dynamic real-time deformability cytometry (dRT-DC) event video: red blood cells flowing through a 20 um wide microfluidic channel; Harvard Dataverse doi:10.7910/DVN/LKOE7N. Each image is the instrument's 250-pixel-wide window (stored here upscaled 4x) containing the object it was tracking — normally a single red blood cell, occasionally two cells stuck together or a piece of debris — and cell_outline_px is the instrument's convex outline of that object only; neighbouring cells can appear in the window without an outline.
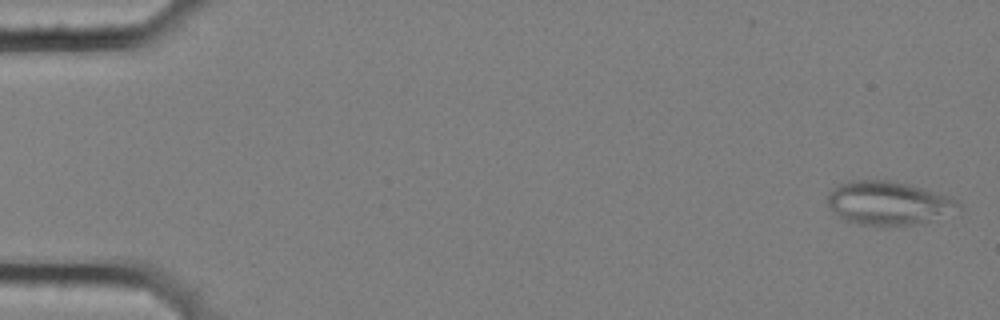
{"species": "common noctule bat (a hibernating species)", "species_latin": "Nyctalus noctula", "temperature_condition": "cold", "stored_images_in_passage": 6, "camera_frame_rate_fps": 3000, "um_per_image_px": 0.085, "animal": {"sex": "female", "body_mass_g": 25.1}, "frame": {"image": 1, "passage_image": 1, "time_ms": 0.0, "image_size_px": [1000, 320], "cell_outline_px": [[964, 208], [928, 220], [912, 224], [856, 224], [844, 220], [828, 204], [828, 192], [836, 184], [848, 180], [892, 180], [924, 188], [948, 196], [956, 200]], "centroid_in_image_um": [75.48, 17.22], "position_along_channel_um": 9.5, "area_um2": 32.77}}
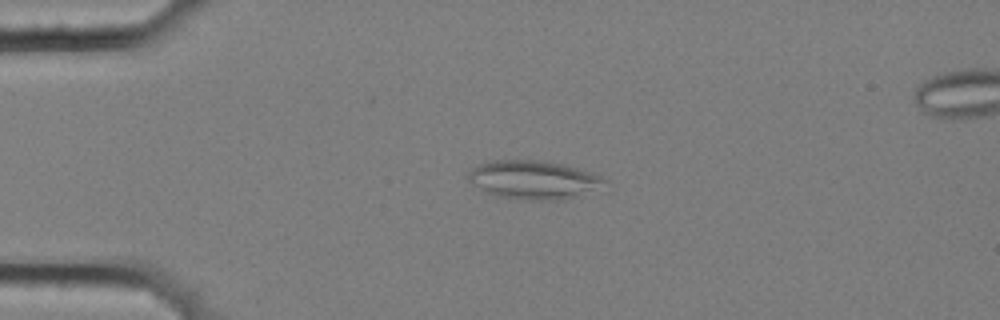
{"frame": {"image": 2, "passage_image": 4, "time_ms": 1.0, "image_size_px": [1000, 320], "cell_outline_px": [[608, 180], [580, 196], [564, 200], [528, 200], [496, 196], [484, 192], [468, 180], [468, 172], [472, 168], [488, 160], [548, 160], [564, 164], [592, 172]], "centroid_in_image_um": [45.31, 15.27], "position_along_channel_um": 39.7, "area_um2": 30.75}}